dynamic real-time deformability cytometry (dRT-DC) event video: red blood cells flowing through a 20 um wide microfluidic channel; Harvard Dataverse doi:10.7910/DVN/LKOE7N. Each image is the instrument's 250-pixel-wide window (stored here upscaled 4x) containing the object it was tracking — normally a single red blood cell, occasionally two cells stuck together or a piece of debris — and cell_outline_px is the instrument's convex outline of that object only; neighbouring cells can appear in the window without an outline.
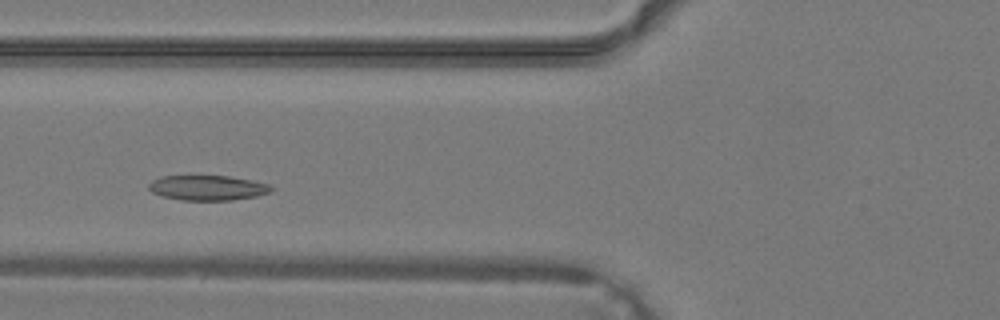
{"species": "common noctule bat (a hibernating species)", "species_latin": "Nyctalus noctula", "temperature_condition": "warm", "stored_images_in_passage": 32, "camera_frame_rate_fps": 3000, "um_per_image_px": 0.085, "animal": {"sex": "male", "body_mass_g": 19.2, "forearm_length_mm": 51.8}, "frame": {"image": 1, "passage_image": 8, "time_ms": 2.333, "image_size_px": [1000, 320], "cell_outline_px": [[276, 188], [272, 192], [256, 196], [232, 200], [180, 200], [164, 196], [152, 192], [148, 188], [148, 184], [152, 180], [160, 176], [228, 176], [252, 180], [268, 184]], "centroid_in_image_um": [17.67, 15.96], "position_along_channel_um": 108.1, "area_um2": 17.92}}
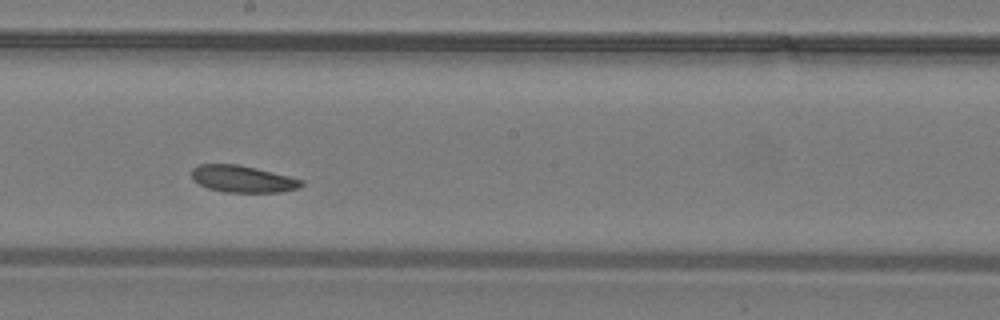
{"frame": {"image": 2, "passage_image": 15, "time_ms": 4.667, "image_size_px": [1000, 320], "cell_outline_px": [[304, 184], [300, 188], [280, 192], [224, 192], [208, 188], [192, 180], [192, 168], [200, 164], [236, 164], [256, 168], [304, 180]], "centroid_in_image_um": [20.63, 15.21], "position_along_channel_um": 227.6, "area_um2": 17.17}}
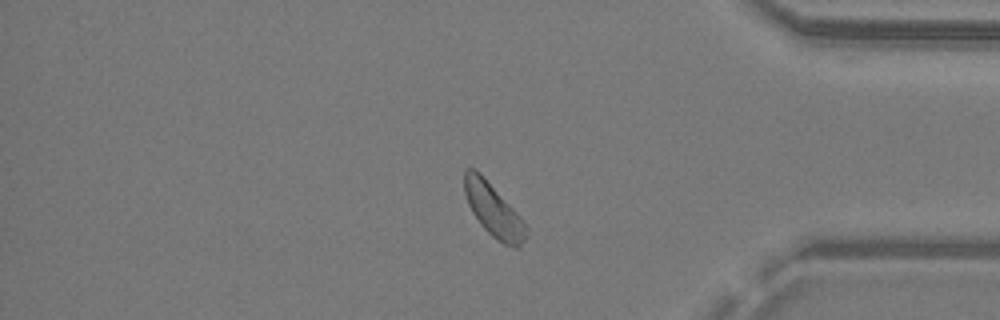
{"frame": {"image": 3, "passage_image": 26, "time_ms": 8.333, "image_size_px": [1000, 320], "cell_outline_px": [[528, 228], [524, 240], [516, 248], [512, 248], [496, 240], [480, 224], [472, 212], [468, 204], [464, 192], [464, 168], [472, 168], [480, 172], [520, 216]], "centroid_in_image_um": [41.92, 17.86], "position_along_channel_um": 393.3, "area_um2": 18.96}}